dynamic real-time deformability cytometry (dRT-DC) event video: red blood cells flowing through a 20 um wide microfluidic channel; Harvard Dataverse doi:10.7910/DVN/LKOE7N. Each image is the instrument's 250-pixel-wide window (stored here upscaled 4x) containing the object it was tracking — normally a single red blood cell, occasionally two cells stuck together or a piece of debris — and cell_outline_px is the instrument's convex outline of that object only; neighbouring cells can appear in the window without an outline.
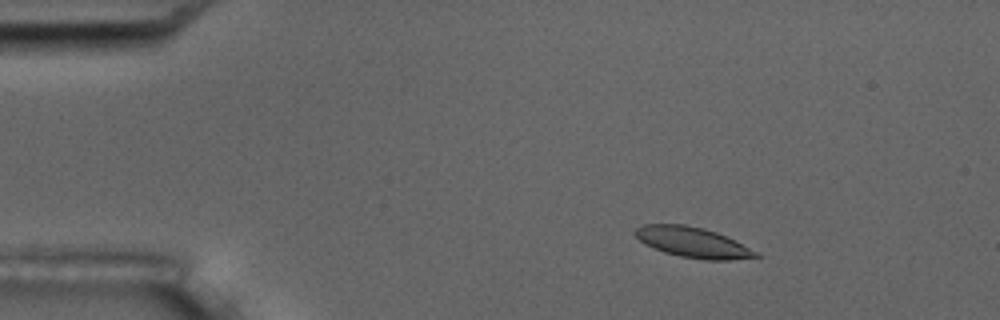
{"species": "common noctule bat (a hibernating species)", "species_latin": "Nyctalus noctula", "temperature_condition": "room temperature", "stored_images_in_passage": 15, "camera_frame_rate_fps": 3000, "um_per_image_px": 0.085, "animal": {"sex": "male", "body_mass_g": 17.5, "forearm_length_mm": 52.3}, "frame": {"image": 1, "passage_image": 3, "time_ms": 2.333, "image_size_px": [1000, 320], "cell_outline_px": [[760, 256], [728, 260], [704, 260], [680, 256], [664, 252], [652, 248], [644, 244], [632, 232], [636, 228], [644, 224], [684, 224], [704, 228], [716, 232], [756, 252]], "centroid_in_image_um": [58.79, 20.59], "position_along_channel_um": 26.2, "area_um2": 21.04}}
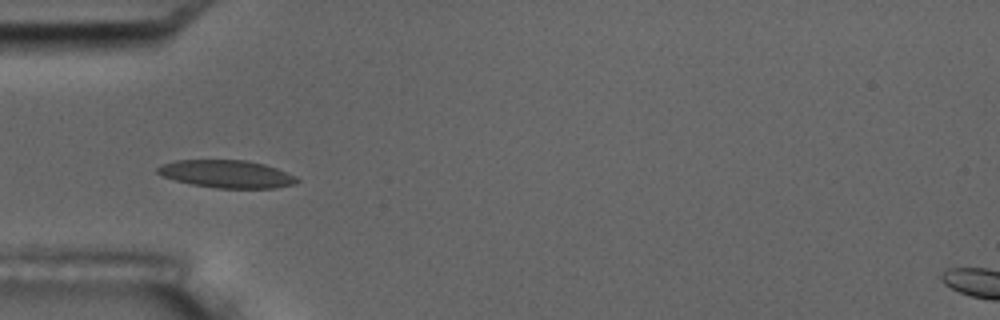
{"frame": {"image": 2, "passage_image": 5, "time_ms": 5.333, "image_size_px": [1000, 320], "cell_outline_px": [[300, 180], [292, 184], [272, 188], [216, 188], [192, 184], [160, 176], [156, 172], [156, 168], [160, 164], [176, 160], [244, 160], [264, 164], [276, 168], [296, 176]], "centroid_in_image_um": [19.21, 14.78], "position_along_channel_um": 65.8, "area_um2": 22.43}}
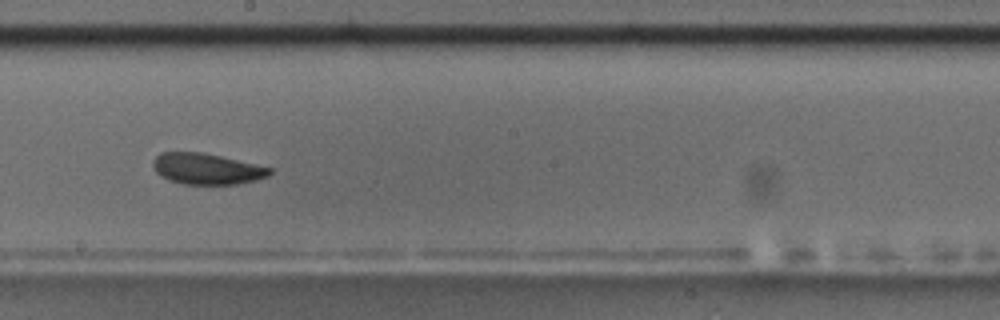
{"frame": {"image": 3, "passage_image": 9, "time_ms": 10.0, "image_size_px": [1000, 320], "cell_outline_px": [[272, 172], [268, 176], [256, 180], [236, 184], [184, 184], [168, 180], [156, 172], [152, 164], [152, 160], [160, 152], [204, 152], [272, 168]], "centroid_in_image_um": [17.55, 14.34], "position_along_channel_um": 230.6, "area_um2": 21.1}, "authors_computed_cell_mechanics": {"area_um2": 21.3282, "velocity_mm_per_s": 3.5567, "shape_relaxation_time_tau1_ms": 2.1773, "shape_relaxation_time_tau2_ms": 3.028, "deformation_change_tau1": 0.0818, "deformation_change_tau2": 0.0673}}